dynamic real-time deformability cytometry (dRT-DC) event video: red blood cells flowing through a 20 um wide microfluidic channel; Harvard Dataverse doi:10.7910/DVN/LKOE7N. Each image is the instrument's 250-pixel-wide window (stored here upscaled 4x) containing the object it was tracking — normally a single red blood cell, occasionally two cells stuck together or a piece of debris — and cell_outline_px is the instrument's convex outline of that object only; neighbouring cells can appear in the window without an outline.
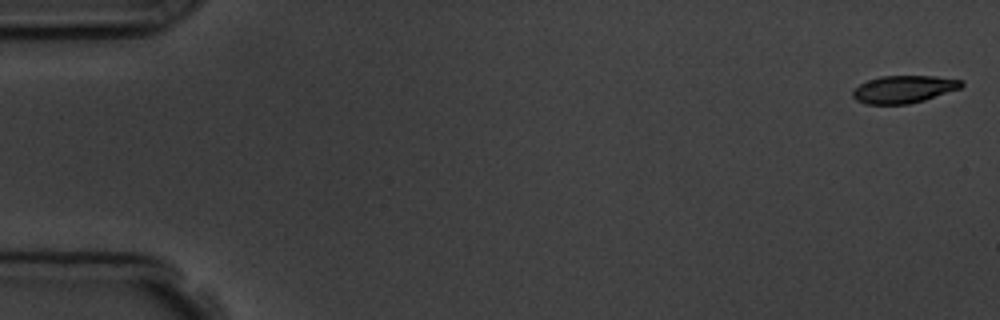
{"species": "common noctule bat (a hibernating species)", "species_latin": "Nyctalus noctula", "temperature_condition": "room temperature", "stored_images_in_passage": 6, "camera_frame_rate_fps": 3000, "um_per_image_px": 0.085, "animal": {"sex": "male", "body_mass_g": 19.5, "forearm_length_mm": 54.6}, "frame": {"image": 1, "passage_image": 1, "time_ms": 0.0, "image_size_px": [1000, 320], "cell_outline_px": [[964, 84], [960, 88], [924, 100], [908, 104], [868, 104], [856, 100], [852, 96], [852, 92], [860, 84], [868, 80], [880, 76], [936, 76], [964, 80]], "centroid_in_image_um": [76.83, 7.58], "position_along_channel_um": 8.2, "area_um2": 17.34}}
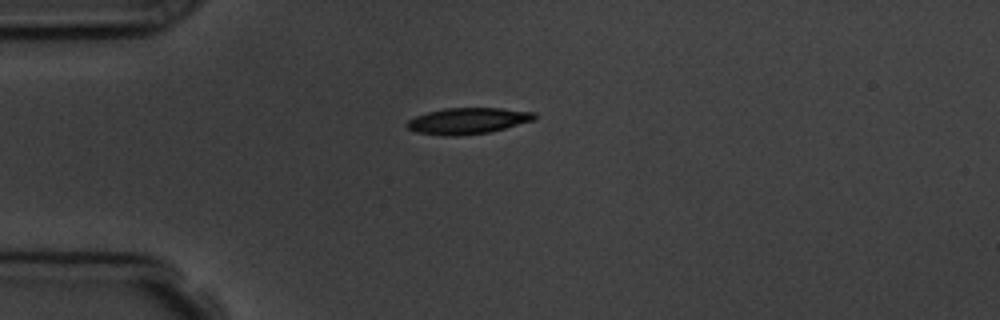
{"frame": {"image": 2, "passage_image": 4, "time_ms": 4.333, "image_size_px": [1000, 320], "cell_outline_px": [[536, 120], [488, 132], [456, 136], [444, 136], [416, 132], [408, 128], [404, 124], [408, 120], [416, 116], [428, 112], [444, 108], [500, 108], [536, 112]], "centroid_in_image_um": [39.76, 10.27], "position_along_channel_um": 45.2, "area_um2": 19.48}}
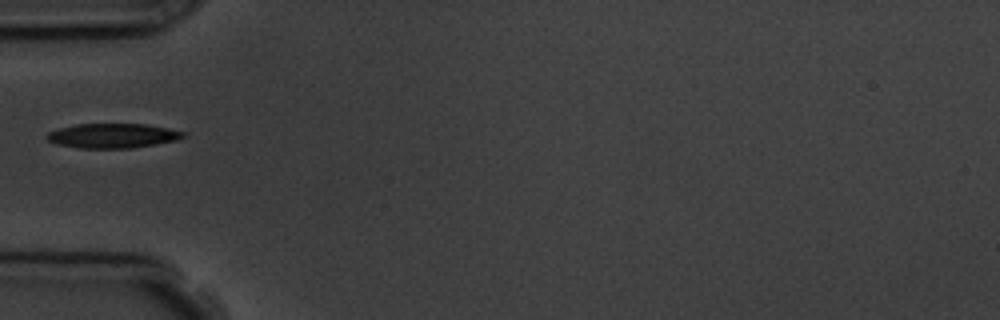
{"frame": {"image": 3, "passage_image": 5, "time_ms": 5.667, "image_size_px": [1000, 320], "cell_outline_px": [[184, 136], [176, 140], [156, 144], [132, 148], [80, 148], [56, 144], [48, 140], [44, 136], [48, 132], [60, 128], [76, 124], [148, 124], [168, 128], [184, 132]], "centroid_in_image_um": [9.55, 11.53], "position_along_channel_um": 75.5, "area_um2": 19.48}}